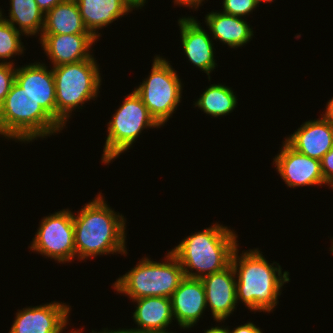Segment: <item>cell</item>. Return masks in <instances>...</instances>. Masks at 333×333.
Returning a JSON list of instances; mask_svg holds the SVG:
<instances>
[{"label":"cell","mask_w":333,"mask_h":333,"mask_svg":"<svg viewBox=\"0 0 333 333\" xmlns=\"http://www.w3.org/2000/svg\"><path fill=\"white\" fill-rule=\"evenodd\" d=\"M178 24L185 55L189 62L208 75L210 81V73L217 65L210 35L193 16L180 18Z\"/></svg>","instance_id":"5bb4252c"},{"label":"cell","mask_w":333,"mask_h":333,"mask_svg":"<svg viewBox=\"0 0 333 333\" xmlns=\"http://www.w3.org/2000/svg\"><path fill=\"white\" fill-rule=\"evenodd\" d=\"M120 333H173V332H133V331H126L125 329H120Z\"/></svg>","instance_id":"836d02e7"},{"label":"cell","mask_w":333,"mask_h":333,"mask_svg":"<svg viewBox=\"0 0 333 333\" xmlns=\"http://www.w3.org/2000/svg\"><path fill=\"white\" fill-rule=\"evenodd\" d=\"M8 21L15 29L26 36L40 34L44 28L45 14L38 7L35 0H10ZM19 26L17 28V26ZM40 32V33H39Z\"/></svg>","instance_id":"7402d4cb"},{"label":"cell","mask_w":333,"mask_h":333,"mask_svg":"<svg viewBox=\"0 0 333 333\" xmlns=\"http://www.w3.org/2000/svg\"><path fill=\"white\" fill-rule=\"evenodd\" d=\"M237 97L233 90L222 84H211L194 103L204 113L213 117H222L237 107Z\"/></svg>","instance_id":"603a6c76"},{"label":"cell","mask_w":333,"mask_h":333,"mask_svg":"<svg viewBox=\"0 0 333 333\" xmlns=\"http://www.w3.org/2000/svg\"><path fill=\"white\" fill-rule=\"evenodd\" d=\"M39 38L53 67L90 59L93 56L91 46L97 40L92 34L41 35Z\"/></svg>","instance_id":"2e32d148"},{"label":"cell","mask_w":333,"mask_h":333,"mask_svg":"<svg viewBox=\"0 0 333 333\" xmlns=\"http://www.w3.org/2000/svg\"><path fill=\"white\" fill-rule=\"evenodd\" d=\"M170 299L173 318L183 329L194 327L207 308L205 288L197 278L184 277Z\"/></svg>","instance_id":"9a60e30c"},{"label":"cell","mask_w":333,"mask_h":333,"mask_svg":"<svg viewBox=\"0 0 333 333\" xmlns=\"http://www.w3.org/2000/svg\"><path fill=\"white\" fill-rule=\"evenodd\" d=\"M101 194L73 213L76 257L81 261L97 255H127L126 218L112 210Z\"/></svg>","instance_id":"6da1fadb"},{"label":"cell","mask_w":333,"mask_h":333,"mask_svg":"<svg viewBox=\"0 0 333 333\" xmlns=\"http://www.w3.org/2000/svg\"><path fill=\"white\" fill-rule=\"evenodd\" d=\"M0 135H2L3 137H5V136H4V133H3L1 130H0Z\"/></svg>","instance_id":"74e56055"},{"label":"cell","mask_w":333,"mask_h":333,"mask_svg":"<svg viewBox=\"0 0 333 333\" xmlns=\"http://www.w3.org/2000/svg\"><path fill=\"white\" fill-rule=\"evenodd\" d=\"M91 34L84 26L76 0H63L45 14L42 35Z\"/></svg>","instance_id":"44dd1931"},{"label":"cell","mask_w":333,"mask_h":333,"mask_svg":"<svg viewBox=\"0 0 333 333\" xmlns=\"http://www.w3.org/2000/svg\"><path fill=\"white\" fill-rule=\"evenodd\" d=\"M76 3L85 28L97 39L101 36L98 29L139 8L132 0H76Z\"/></svg>","instance_id":"ac0fdd59"},{"label":"cell","mask_w":333,"mask_h":333,"mask_svg":"<svg viewBox=\"0 0 333 333\" xmlns=\"http://www.w3.org/2000/svg\"><path fill=\"white\" fill-rule=\"evenodd\" d=\"M149 74L134 91L155 121L164 126L181 103L182 83L169 61L160 55L154 56Z\"/></svg>","instance_id":"ba28073f"},{"label":"cell","mask_w":333,"mask_h":333,"mask_svg":"<svg viewBox=\"0 0 333 333\" xmlns=\"http://www.w3.org/2000/svg\"><path fill=\"white\" fill-rule=\"evenodd\" d=\"M148 258H142L135 267L120 276L113 283L115 291L126 294L130 300L151 296L171 298L185 277L181 264L171 251L165 256L166 262Z\"/></svg>","instance_id":"5b68a950"},{"label":"cell","mask_w":333,"mask_h":333,"mask_svg":"<svg viewBox=\"0 0 333 333\" xmlns=\"http://www.w3.org/2000/svg\"><path fill=\"white\" fill-rule=\"evenodd\" d=\"M234 250L231 264L235 272L237 301H242L250 311L272 312L278 304V296L284 284L290 281L289 272L279 263H268L262 252L257 249L242 251L238 256ZM261 252V253H260ZM274 264H277V266Z\"/></svg>","instance_id":"7a4b0ae2"},{"label":"cell","mask_w":333,"mask_h":333,"mask_svg":"<svg viewBox=\"0 0 333 333\" xmlns=\"http://www.w3.org/2000/svg\"><path fill=\"white\" fill-rule=\"evenodd\" d=\"M323 116L333 125V97L327 102Z\"/></svg>","instance_id":"4dcf8cb0"},{"label":"cell","mask_w":333,"mask_h":333,"mask_svg":"<svg viewBox=\"0 0 333 333\" xmlns=\"http://www.w3.org/2000/svg\"><path fill=\"white\" fill-rule=\"evenodd\" d=\"M223 12L236 17H244L259 7L257 0H223Z\"/></svg>","instance_id":"d4e9b609"},{"label":"cell","mask_w":333,"mask_h":333,"mask_svg":"<svg viewBox=\"0 0 333 333\" xmlns=\"http://www.w3.org/2000/svg\"><path fill=\"white\" fill-rule=\"evenodd\" d=\"M38 7L44 14L54 8L57 4H60L63 0H35Z\"/></svg>","instance_id":"f1b7e54d"},{"label":"cell","mask_w":333,"mask_h":333,"mask_svg":"<svg viewBox=\"0 0 333 333\" xmlns=\"http://www.w3.org/2000/svg\"><path fill=\"white\" fill-rule=\"evenodd\" d=\"M0 130L8 140L32 142L63 128L16 82L0 105Z\"/></svg>","instance_id":"277c9868"},{"label":"cell","mask_w":333,"mask_h":333,"mask_svg":"<svg viewBox=\"0 0 333 333\" xmlns=\"http://www.w3.org/2000/svg\"><path fill=\"white\" fill-rule=\"evenodd\" d=\"M320 164L323 178L333 190V147L321 158Z\"/></svg>","instance_id":"4316f807"},{"label":"cell","mask_w":333,"mask_h":333,"mask_svg":"<svg viewBox=\"0 0 333 333\" xmlns=\"http://www.w3.org/2000/svg\"><path fill=\"white\" fill-rule=\"evenodd\" d=\"M93 56L77 63L52 67L56 89L57 123L66 127L73 110L94 100L101 86L99 65ZM81 106V107H80Z\"/></svg>","instance_id":"8992f818"},{"label":"cell","mask_w":333,"mask_h":333,"mask_svg":"<svg viewBox=\"0 0 333 333\" xmlns=\"http://www.w3.org/2000/svg\"><path fill=\"white\" fill-rule=\"evenodd\" d=\"M15 82L57 122L54 74L40 62L16 68Z\"/></svg>","instance_id":"7c38bea8"},{"label":"cell","mask_w":333,"mask_h":333,"mask_svg":"<svg viewBox=\"0 0 333 333\" xmlns=\"http://www.w3.org/2000/svg\"><path fill=\"white\" fill-rule=\"evenodd\" d=\"M29 247L32 252L68 263L76 259L73 213L63 209L40 221L35 237Z\"/></svg>","instance_id":"9c48e42d"},{"label":"cell","mask_w":333,"mask_h":333,"mask_svg":"<svg viewBox=\"0 0 333 333\" xmlns=\"http://www.w3.org/2000/svg\"><path fill=\"white\" fill-rule=\"evenodd\" d=\"M274 164L287 187L329 186L323 178L320 160L298 153L285 141L280 153L273 158Z\"/></svg>","instance_id":"30bf717a"},{"label":"cell","mask_w":333,"mask_h":333,"mask_svg":"<svg viewBox=\"0 0 333 333\" xmlns=\"http://www.w3.org/2000/svg\"><path fill=\"white\" fill-rule=\"evenodd\" d=\"M69 333H80V329L77 331H71ZM92 333H96L94 330L92 331ZM98 333H120V328L118 330H108V328L103 329L102 331L98 332Z\"/></svg>","instance_id":"d6a6232c"},{"label":"cell","mask_w":333,"mask_h":333,"mask_svg":"<svg viewBox=\"0 0 333 333\" xmlns=\"http://www.w3.org/2000/svg\"><path fill=\"white\" fill-rule=\"evenodd\" d=\"M332 243H333V239H332ZM330 251L333 253V244H332V246L330 248Z\"/></svg>","instance_id":"8d00e7d4"},{"label":"cell","mask_w":333,"mask_h":333,"mask_svg":"<svg viewBox=\"0 0 333 333\" xmlns=\"http://www.w3.org/2000/svg\"><path fill=\"white\" fill-rule=\"evenodd\" d=\"M223 327V328H222ZM225 326H215L210 329L205 330L204 333H229L228 327Z\"/></svg>","instance_id":"1f68e13d"},{"label":"cell","mask_w":333,"mask_h":333,"mask_svg":"<svg viewBox=\"0 0 333 333\" xmlns=\"http://www.w3.org/2000/svg\"><path fill=\"white\" fill-rule=\"evenodd\" d=\"M160 128V125L150 115L141 97L132 91L123 100L122 105L115 111L108 122V136L101 161L108 164L118 158L124 151L132 147L135 139L146 128Z\"/></svg>","instance_id":"52a82bcc"},{"label":"cell","mask_w":333,"mask_h":333,"mask_svg":"<svg viewBox=\"0 0 333 333\" xmlns=\"http://www.w3.org/2000/svg\"><path fill=\"white\" fill-rule=\"evenodd\" d=\"M229 333H263L259 327L252 322L245 323L244 325L233 328Z\"/></svg>","instance_id":"83f0119b"},{"label":"cell","mask_w":333,"mask_h":333,"mask_svg":"<svg viewBox=\"0 0 333 333\" xmlns=\"http://www.w3.org/2000/svg\"><path fill=\"white\" fill-rule=\"evenodd\" d=\"M23 34L15 29L8 21L0 18V59L2 64H14L12 61L7 62L13 56L24 53V45L21 42ZM6 60V61H5Z\"/></svg>","instance_id":"cb8c5ba5"},{"label":"cell","mask_w":333,"mask_h":333,"mask_svg":"<svg viewBox=\"0 0 333 333\" xmlns=\"http://www.w3.org/2000/svg\"><path fill=\"white\" fill-rule=\"evenodd\" d=\"M262 2H266V3L270 2L271 3V2H274V1L273 0H257L258 5Z\"/></svg>","instance_id":"d590c367"},{"label":"cell","mask_w":333,"mask_h":333,"mask_svg":"<svg viewBox=\"0 0 333 333\" xmlns=\"http://www.w3.org/2000/svg\"><path fill=\"white\" fill-rule=\"evenodd\" d=\"M204 21L212 38L227 44L230 48L244 46L254 35L250 24L241 17L212 11L205 16Z\"/></svg>","instance_id":"ffe728a7"},{"label":"cell","mask_w":333,"mask_h":333,"mask_svg":"<svg viewBox=\"0 0 333 333\" xmlns=\"http://www.w3.org/2000/svg\"><path fill=\"white\" fill-rule=\"evenodd\" d=\"M15 64L0 63V105L4 102L13 83L15 82L16 68Z\"/></svg>","instance_id":"484cf974"},{"label":"cell","mask_w":333,"mask_h":333,"mask_svg":"<svg viewBox=\"0 0 333 333\" xmlns=\"http://www.w3.org/2000/svg\"><path fill=\"white\" fill-rule=\"evenodd\" d=\"M136 302L133 312L136 328L125 329L133 332H168L167 327L174 320L171 299L167 297H143L132 300ZM167 330V331H166Z\"/></svg>","instance_id":"d6986e66"},{"label":"cell","mask_w":333,"mask_h":333,"mask_svg":"<svg viewBox=\"0 0 333 333\" xmlns=\"http://www.w3.org/2000/svg\"><path fill=\"white\" fill-rule=\"evenodd\" d=\"M2 17V10L0 9V18Z\"/></svg>","instance_id":"f35d334b"},{"label":"cell","mask_w":333,"mask_h":333,"mask_svg":"<svg viewBox=\"0 0 333 333\" xmlns=\"http://www.w3.org/2000/svg\"><path fill=\"white\" fill-rule=\"evenodd\" d=\"M284 141L298 153L321 160L333 147V125L322 115L304 122Z\"/></svg>","instance_id":"e0dca14e"},{"label":"cell","mask_w":333,"mask_h":333,"mask_svg":"<svg viewBox=\"0 0 333 333\" xmlns=\"http://www.w3.org/2000/svg\"><path fill=\"white\" fill-rule=\"evenodd\" d=\"M70 306L51 302L18 310L9 333H63L68 324Z\"/></svg>","instance_id":"8fae6325"},{"label":"cell","mask_w":333,"mask_h":333,"mask_svg":"<svg viewBox=\"0 0 333 333\" xmlns=\"http://www.w3.org/2000/svg\"><path fill=\"white\" fill-rule=\"evenodd\" d=\"M205 288L206 303L215 321L228 319L236 309V276L232 264L221 271L201 278Z\"/></svg>","instance_id":"4fadbf2b"},{"label":"cell","mask_w":333,"mask_h":333,"mask_svg":"<svg viewBox=\"0 0 333 333\" xmlns=\"http://www.w3.org/2000/svg\"><path fill=\"white\" fill-rule=\"evenodd\" d=\"M205 0H174V4H177L176 6H185V7H191L198 9L199 6L202 4V2Z\"/></svg>","instance_id":"f546056e"},{"label":"cell","mask_w":333,"mask_h":333,"mask_svg":"<svg viewBox=\"0 0 333 333\" xmlns=\"http://www.w3.org/2000/svg\"><path fill=\"white\" fill-rule=\"evenodd\" d=\"M236 235L229 227L213 223L184 238L171 252L181 264L185 277L201 279L231 264L233 252L239 247Z\"/></svg>","instance_id":"3957f363"},{"label":"cell","mask_w":333,"mask_h":333,"mask_svg":"<svg viewBox=\"0 0 333 333\" xmlns=\"http://www.w3.org/2000/svg\"><path fill=\"white\" fill-rule=\"evenodd\" d=\"M140 9L141 7H144V4L146 3V0H132Z\"/></svg>","instance_id":"e575fe53"}]
</instances>
